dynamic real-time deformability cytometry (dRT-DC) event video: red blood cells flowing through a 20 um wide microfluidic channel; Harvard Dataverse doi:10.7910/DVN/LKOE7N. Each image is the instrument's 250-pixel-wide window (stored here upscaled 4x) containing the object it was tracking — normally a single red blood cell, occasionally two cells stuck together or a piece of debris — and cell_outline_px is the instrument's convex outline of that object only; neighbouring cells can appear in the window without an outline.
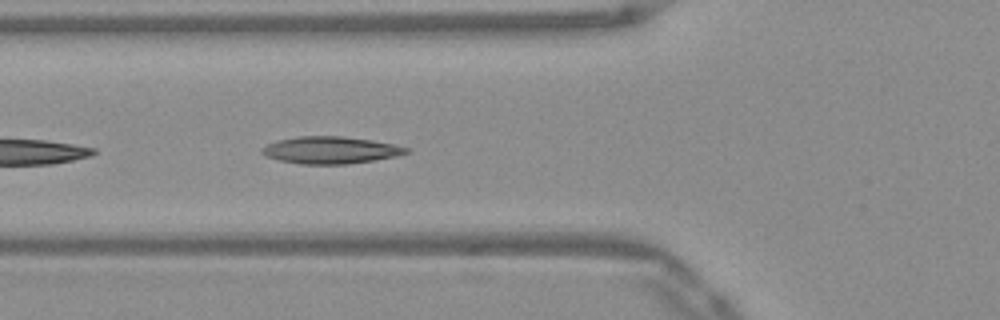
{"species": "Egyptian fruit bat (a non-hibernating species)", "species_latin": "Rousettus aegyptiacus", "temperature_condition": "warm", "stored_images_in_passage": 10, "camera_frame_rate_fps": 3000, "um_per_image_px": 0.085, "frame": {"image": 1, "passage_image": 4, "time_ms": 1.0, "image_size_px": [1000, 320], "cell_outline_px": [[412, 152], [396, 156], [348, 164], [300, 164], [280, 160], [268, 156], [260, 152], [260, 148], [276, 140], [300, 136], [344, 136], [372, 140], [412, 148]], "centroid_in_image_um": [28.12, 12.75], "position_along_channel_um": 97.7, "area_um2": 22.83}}